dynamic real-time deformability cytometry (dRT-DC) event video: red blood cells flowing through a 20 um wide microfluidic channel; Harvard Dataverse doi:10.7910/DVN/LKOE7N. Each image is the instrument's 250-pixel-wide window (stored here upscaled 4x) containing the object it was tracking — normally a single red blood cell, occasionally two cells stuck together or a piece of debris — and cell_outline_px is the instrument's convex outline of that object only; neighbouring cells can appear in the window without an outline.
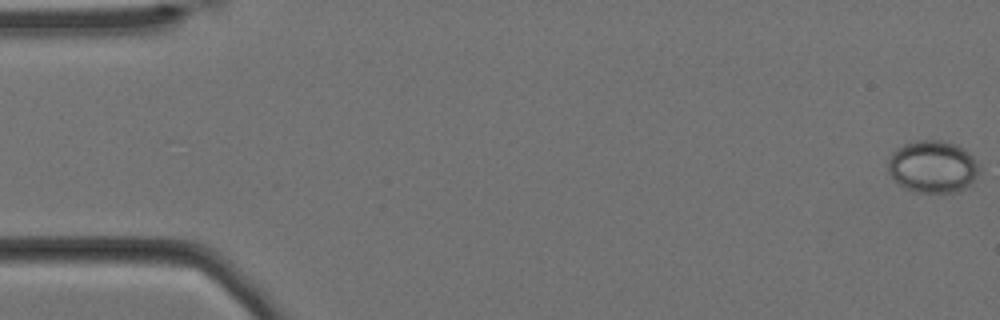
{"species": "Egyptian fruit bat (a non-hibernating species)", "species_latin": "Rousettus aegyptiacus", "temperature_condition": "cold", "stored_images_in_passage": 27, "camera_frame_rate_fps": 3000, "um_per_image_px": 0.085, "animal": {"sex": "female"}, "frame": {"image": 1, "passage_image": 1, "time_ms": 0.0, "image_size_px": [1000, 320], "cell_outline_px": [[980, 168], [976, 176], [964, 188], [952, 192], [916, 192], [904, 188], [896, 184], [892, 180], [888, 172], [888, 160], [892, 152], [896, 148], [904, 144], [916, 140], [940, 140], [952, 144], [968, 152], [972, 156]], "centroid_in_image_um": [79.2, 14.17], "position_along_channel_um": 5.8, "area_um2": 27.63}}
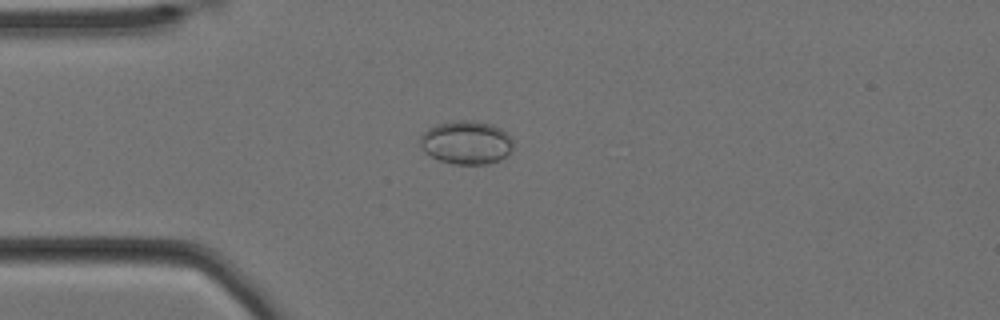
{"frame": {"image": 2, "passage_image": 15, "time_ms": 4.667, "image_size_px": [1000, 320], "cell_outline_px": [[512, 148], [508, 156], [500, 160], [488, 164], [452, 164], [440, 160], [424, 152], [420, 144], [420, 136], [428, 128], [436, 124], [452, 120], [472, 120], [488, 124], [500, 128], [512, 136]], "centroid_in_image_um": [39.64, 12.11], "position_along_channel_um": 45.4, "area_um2": 23.76}}
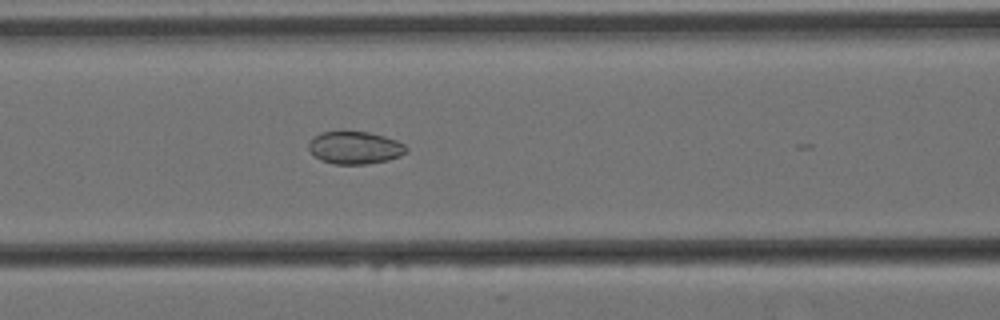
{"frame": {"image": 3, "passage_image": 24, "time_ms": 7.667, "image_size_px": [1000, 320], "cell_outline_px": [[408, 152], [400, 156], [388, 160], [368, 164], [332, 164], [320, 160], [308, 148], [308, 144], [312, 136], [324, 132], [344, 128], [368, 132], [384, 136], [396, 140], [404, 144], [408, 148]], "centroid_in_image_um": [30.15, 12.52], "position_along_channel_um": 136.4, "area_um2": 19.19}}